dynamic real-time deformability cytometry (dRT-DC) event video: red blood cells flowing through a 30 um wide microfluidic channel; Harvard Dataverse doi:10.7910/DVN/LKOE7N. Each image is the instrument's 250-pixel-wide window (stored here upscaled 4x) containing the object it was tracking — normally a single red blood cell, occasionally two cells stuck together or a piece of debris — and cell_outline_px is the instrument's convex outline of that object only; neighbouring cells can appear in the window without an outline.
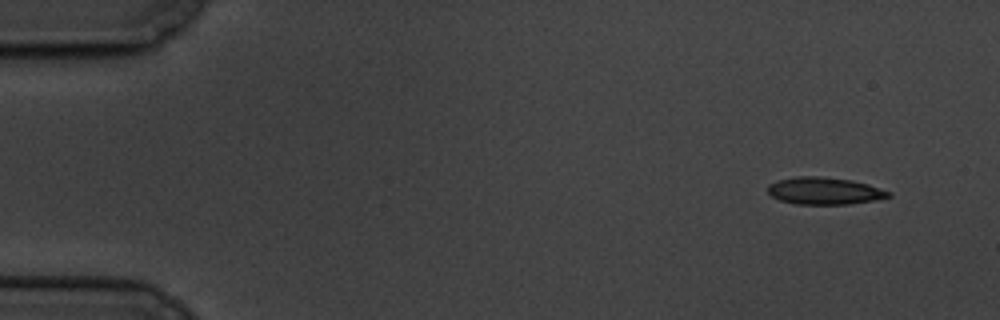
{"species": "common noctule bat (a hibernating species)", "species_latin": "Nyctalus noctula", "temperature_condition": "cold", "stored_images_in_passage": 4, "camera_frame_rate_fps": 3000, "um_per_image_px": 0.085, "animal": {"sex": "male", "body_mass_g": 19.5, "forearm_length_mm": 54.6}, "frame": {"image": 1, "passage_image": 1, "time_ms": 0.0, "image_size_px": [1000, 320], "cell_outline_px": [[892, 196], [876, 200], [848, 204], [796, 204], [780, 200], [772, 196], [768, 192], [768, 184], [776, 180], [796, 176], [820, 176], [852, 180], [868, 184], [892, 192]], "centroid_in_image_um": [70.08, 16.22], "position_along_channel_um": 14.9, "area_um2": 19.25}}
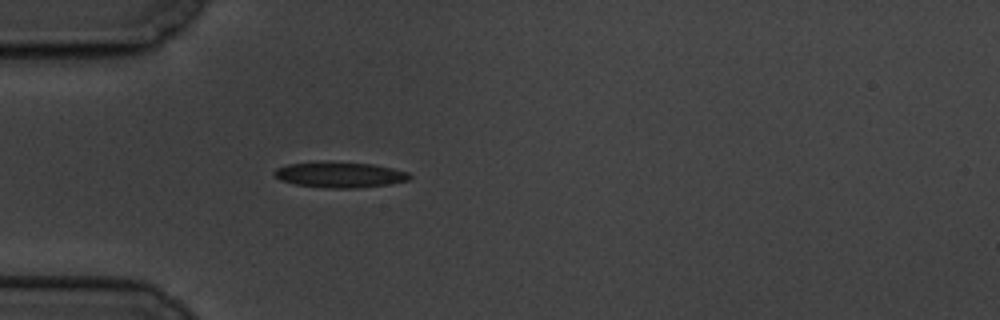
{"frame": {"image": 2, "passage_image": 4, "time_ms": 4.333, "image_size_px": [1000, 320], "cell_outline_px": [[412, 176], [408, 180], [388, 184], [356, 188], [332, 188], [296, 184], [280, 180], [272, 172], [276, 168], [288, 164], [324, 160], [372, 164], [392, 168], [408, 172]], "centroid_in_image_um": [28.86, 14.83], "position_along_channel_um": 56.1, "area_um2": 20.35}}